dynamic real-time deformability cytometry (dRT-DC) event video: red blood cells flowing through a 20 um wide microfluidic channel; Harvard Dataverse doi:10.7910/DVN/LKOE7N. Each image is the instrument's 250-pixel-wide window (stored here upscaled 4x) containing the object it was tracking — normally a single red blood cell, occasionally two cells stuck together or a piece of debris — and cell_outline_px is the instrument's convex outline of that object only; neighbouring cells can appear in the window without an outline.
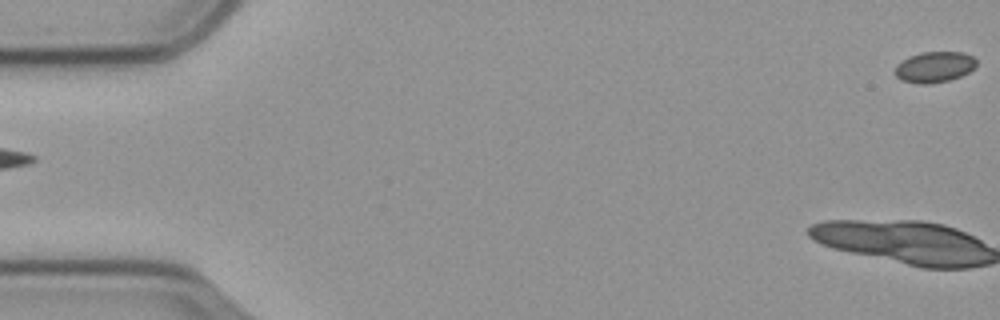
{"species": "common noctule bat (a hibernating species)", "species_latin": "Nyctalus noctula", "temperature_condition": "cold", "stored_images_in_passage": 14, "camera_frame_rate_fps": 3000, "um_per_image_px": 0.085, "animal": {"sex": "male", "body_mass_g": 23.1, "forearm_length_mm": 52.7}, "frame": {"image": 1, "passage_image": 1, "time_ms": 0.0, "image_size_px": [1000, 320], "cell_outline_px": [[976, 68], [960, 76], [948, 80], [932, 84], [916, 84], [900, 80], [896, 76], [896, 64], [908, 56], [920, 52], [964, 52], [972, 56], [976, 60]], "centroid_in_image_um": [79.42, 5.7], "position_along_channel_um": 5.6, "area_um2": 14.8}}